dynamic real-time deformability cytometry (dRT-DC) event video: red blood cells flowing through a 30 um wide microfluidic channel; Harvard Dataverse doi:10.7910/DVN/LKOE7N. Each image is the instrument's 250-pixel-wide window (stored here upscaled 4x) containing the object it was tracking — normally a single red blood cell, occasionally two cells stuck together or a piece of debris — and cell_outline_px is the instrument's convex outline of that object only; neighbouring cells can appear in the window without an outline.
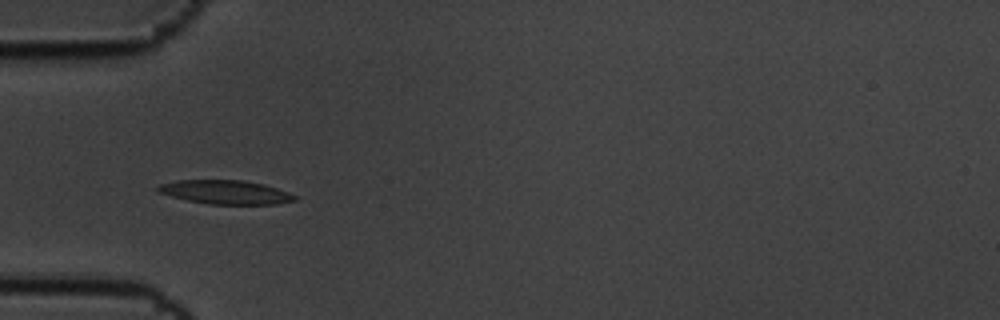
{"species": "common noctule bat (a hibernating species)", "species_latin": "Nyctalus noctula", "temperature_condition": "cold", "stored_images_in_passage": 8, "camera_frame_rate_fps": 3000, "um_per_image_px": 0.085, "animal": {"sex": "male", "body_mass_g": 19.5, "forearm_length_mm": 54.6}, "frame": {"image": 1, "passage_image": 5, "time_ms": 1.333, "image_size_px": [1000, 320], "cell_outline_px": [[296, 200], [276, 204], [208, 204], [188, 200], [156, 192], [156, 188], [160, 184], [176, 180], [244, 180], [264, 184], [288, 192], [296, 196]], "centroid_in_image_um": [19.15, 16.33], "position_along_channel_um": 65.8, "area_um2": 18.96}}
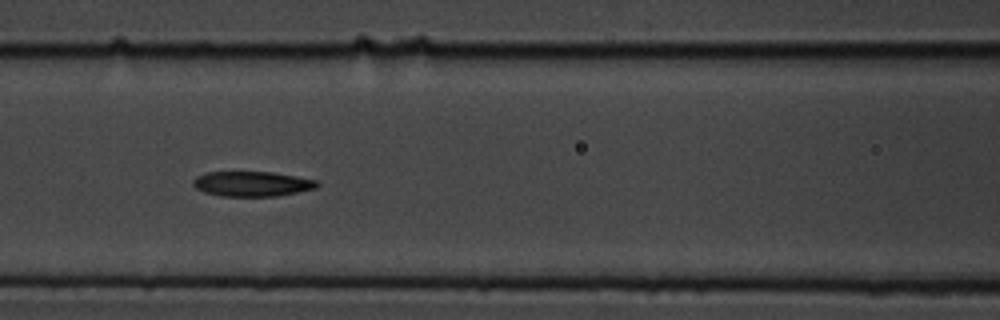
{"frame": {"image": 2, "passage_image": 7, "time_ms": 2.0, "image_size_px": [1000, 320], "cell_outline_px": [[320, 184], [316, 188], [276, 196], [220, 196], [204, 192], [196, 188], [192, 184], [192, 180], [196, 176], [208, 172], [272, 172], [296, 176], [316, 180]], "centroid_in_image_um": [21.4, 15.62], "position_along_channel_um": 145.2, "area_um2": 18.03}}
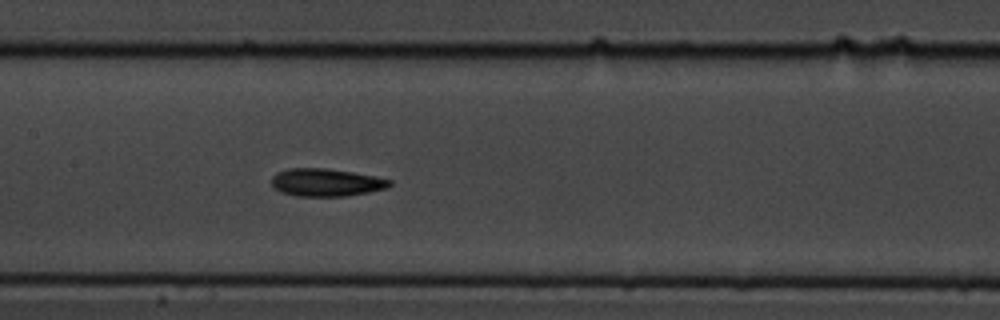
{"frame": {"image": 3, "passage_image": 8, "time_ms": 2.333, "image_size_px": [1000, 320], "cell_outline_px": [[392, 184], [388, 188], [348, 196], [296, 196], [280, 192], [272, 188], [272, 176], [276, 172], [288, 168], [324, 168], [352, 172], [376, 176], [392, 180]], "centroid_in_image_um": [27.71, 15.51], "position_along_channel_um": 179.7, "area_um2": 19.31}}